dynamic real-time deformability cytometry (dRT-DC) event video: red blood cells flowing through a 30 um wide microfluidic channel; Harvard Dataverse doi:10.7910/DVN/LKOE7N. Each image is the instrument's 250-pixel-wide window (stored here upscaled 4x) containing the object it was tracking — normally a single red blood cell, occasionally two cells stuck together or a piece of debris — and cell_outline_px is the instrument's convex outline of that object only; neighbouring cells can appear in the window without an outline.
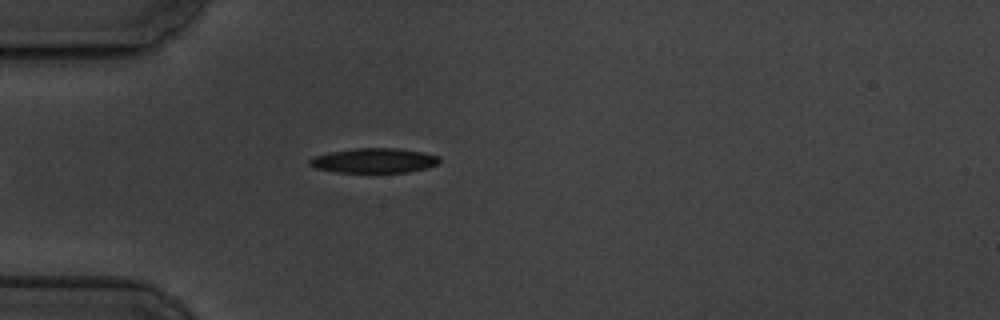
{"species": "common noctule bat (a hibernating species)", "species_latin": "Nyctalus noctula", "temperature_condition": "cold", "stored_images_in_passage": 2, "camera_frame_rate_fps": 3000, "um_per_image_px": 0.085, "animal": {"sex": "male", "body_mass_g": 19.5, "forearm_length_mm": 54.6}, "frame": {"image": 1, "passage_image": 1, "time_ms": 0.0, "image_size_px": [1000, 320], "cell_outline_px": [[440, 160], [436, 164], [424, 168], [408, 172], [336, 172], [312, 168], [308, 164], [308, 160], [316, 156], [328, 152], [356, 148], [400, 148], [424, 152], [440, 156]], "centroid_in_image_um": [31.76, 13.64], "position_along_channel_um": 53.2, "area_um2": 18.79}}